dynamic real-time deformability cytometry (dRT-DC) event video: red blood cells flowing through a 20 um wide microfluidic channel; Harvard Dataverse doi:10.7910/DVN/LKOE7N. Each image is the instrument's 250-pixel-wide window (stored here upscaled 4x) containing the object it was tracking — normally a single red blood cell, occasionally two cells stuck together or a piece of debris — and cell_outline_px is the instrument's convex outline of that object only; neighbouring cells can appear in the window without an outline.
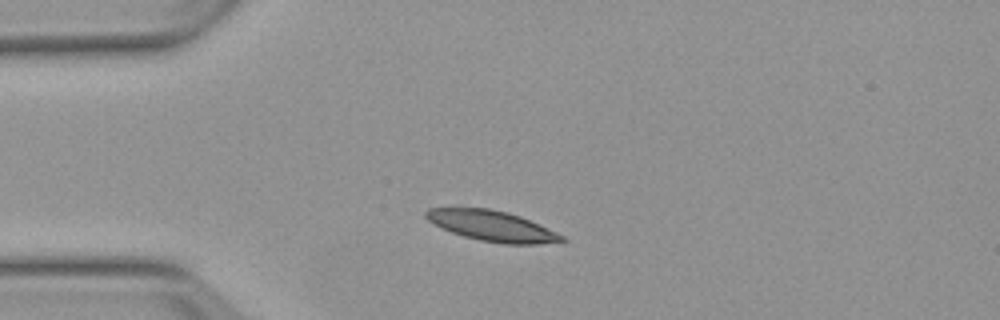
{"species": "Egyptian fruit bat (a non-hibernating species)", "species_latin": "Rousettus aegyptiacus", "temperature_condition": "warm", "stored_images_in_passage": 34, "camera_frame_rate_fps": 3000, "um_per_image_px": 0.085, "animal": {"sex": "female"}, "frame": {"image": 1, "passage_image": 1, "time_ms": 0.0, "image_size_px": [1000, 320], "cell_outline_px": [[568, 240], [540, 244], [504, 244], [480, 240], [464, 236], [452, 232], [432, 224], [424, 216], [424, 212], [428, 208], [488, 208], [508, 212], [520, 216], [556, 232], [564, 236]], "centroid_in_image_um": [41.8, 19.2], "position_along_channel_um": 43.2, "area_um2": 24.04}}
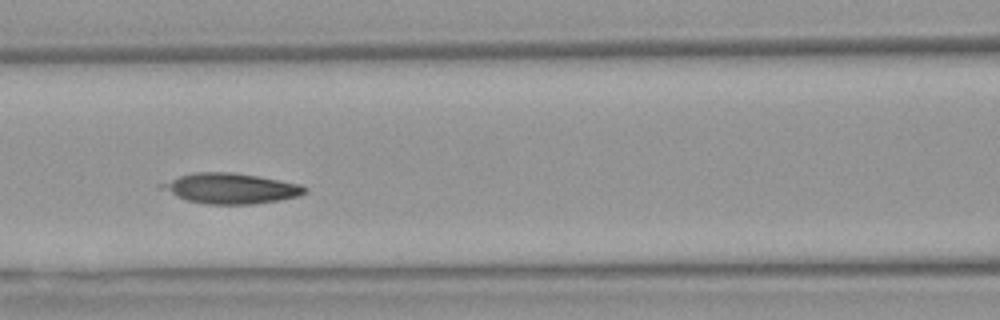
{"frame": {"image": 2, "passage_image": 11, "time_ms": 3.333, "image_size_px": [1000, 320], "cell_outline_px": [[308, 192], [300, 196], [280, 200], [256, 204], [208, 204], [188, 200], [176, 196], [160, 188], [156, 184], [180, 176], [196, 172], [232, 172], [256, 176], [300, 184], [308, 188]], "centroid_in_image_um": [19.62, 16.02], "position_along_channel_um": 147.0, "area_um2": 25.32}}
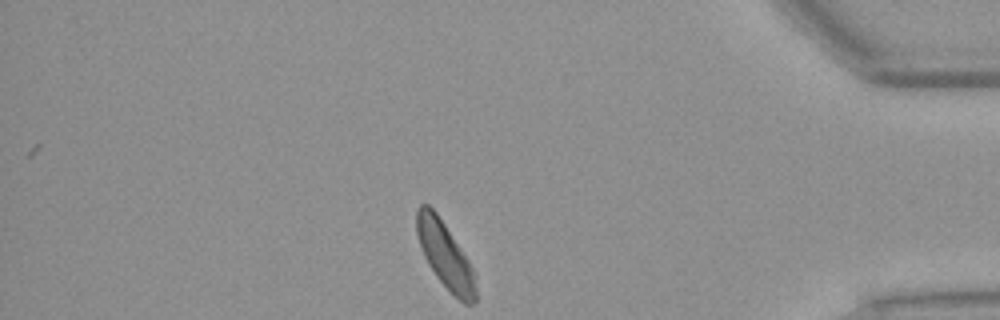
{"frame": {"image": 3, "passage_image": 34, "time_ms": 11.0, "image_size_px": [1000, 320], "cell_outline_px": [[476, 304], [464, 304], [436, 276], [428, 264], [424, 256], [416, 232], [416, 208], [420, 204], [428, 204], [436, 212], [468, 260], [476, 276]], "centroid_in_image_um": [37.84, 21.69], "position_along_channel_um": 397.4, "area_um2": 22.43}, "authors_computed_cell_mechanics": {"area_um2": 25.2875, "velocity_mm_per_s": 3.7658, "shape_relaxation_time_tau1_ms": 2.8373, "shape_relaxation_time_tau2_ms": null, "deformation_change_tau1": 0.0767, "deformation_change_tau2": null}}